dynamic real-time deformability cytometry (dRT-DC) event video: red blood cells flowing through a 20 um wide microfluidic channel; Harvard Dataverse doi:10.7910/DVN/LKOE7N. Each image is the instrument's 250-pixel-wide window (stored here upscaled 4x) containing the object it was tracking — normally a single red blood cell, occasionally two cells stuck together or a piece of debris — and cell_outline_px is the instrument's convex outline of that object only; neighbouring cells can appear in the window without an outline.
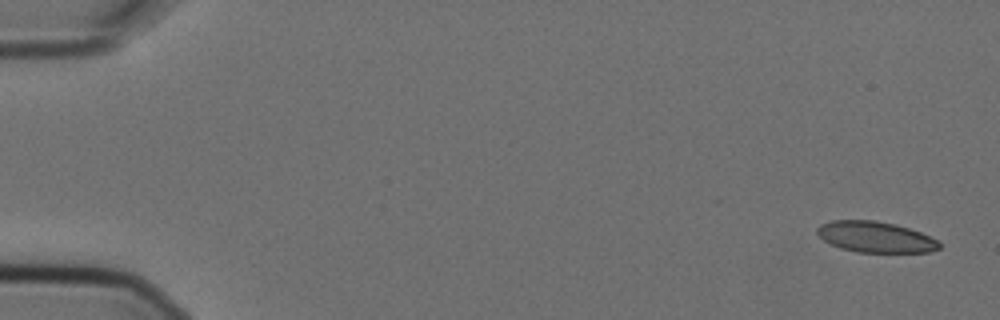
{"species": "Egyptian fruit bat (a non-hibernating species)", "species_latin": "Rousettus aegyptiacus", "temperature_condition": "cold", "stored_images_in_passage": 6, "camera_frame_rate_fps": 3000, "um_per_image_px": 0.085, "animal": {"sex": "female"}, "frame": {"image": 1, "passage_image": 1, "time_ms": 0.0, "image_size_px": [1000, 320], "cell_outline_px": [[940, 248], [932, 252], [856, 252], [840, 248], [824, 240], [816, 232], [816, 228], [820, 224], [832, 220], [876, 220], [896, 224], [920, 232], [940, 240]], "centroid_in_image_um": [74.43, 20.14], "position_along_channel_um": 10.6, "area_um2": 22.14}}
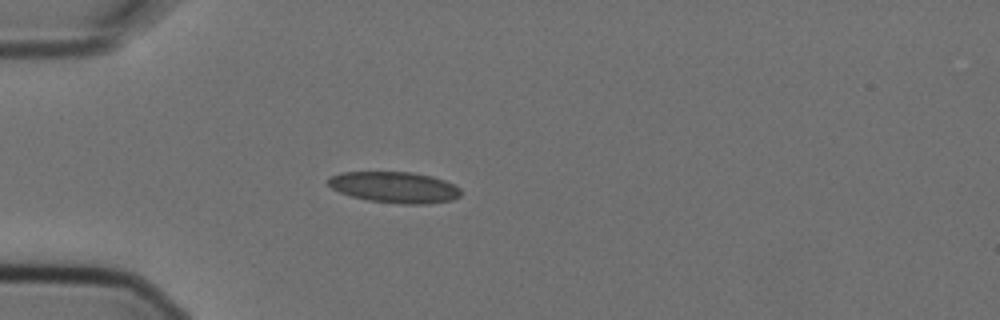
{"frame": {"image": 2, "passage_image": 5, "time_ms": 1.333, "image_size_px": [1000, 320], "cell_outline_px": [[460, 196], [452, 200], [424, 204], [400, 204], [368, 200], [352, 196], [340, 192], [332, 188], [328, 184], [328, 176], [340, 172], [412, 172], [432, 176], [444, 180], [460, 188]], "centroid_in_image_um": [33.52, 15.91], "position_along_channel_um": 51.5, "area_um2": 24.04}}